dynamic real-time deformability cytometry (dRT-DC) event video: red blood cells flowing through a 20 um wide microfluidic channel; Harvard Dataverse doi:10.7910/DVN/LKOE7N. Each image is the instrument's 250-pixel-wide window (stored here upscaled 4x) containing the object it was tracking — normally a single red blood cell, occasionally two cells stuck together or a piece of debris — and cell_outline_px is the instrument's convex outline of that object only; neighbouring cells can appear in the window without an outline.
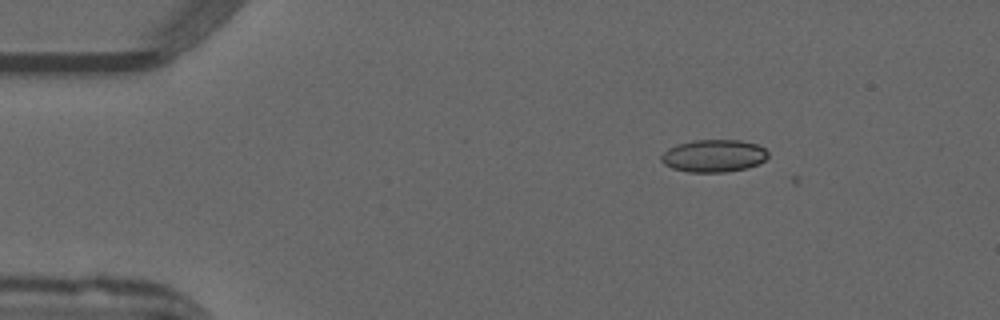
{"species": "common noctule bat (a hibernating species)", "species_latin": "Nyctalus noctula", "temperature_condition": "warm", "stored_images_in_passage": 8, "camera_frame_rate_fps": 3000, "um_per_image_px": 0.085, "animal": {"sex": "male", "forearm_length_mm": 52.5}, "frame": {"image": 1, "passage_image": 1, "time_ms": 0.0, "image_size_px": [1000, 320], "cell_outline_px": [[768, 156], [764, 160], [748, 168], [724, 172], [688, 172], [672, 168], [664, 164], [660, 160], [660, 156], [668, 148], [676, 144], [692, 140], [740, 140], [756, 144], [764, 148], [768, 152]], "centroid_in_image_um": [60.64, 13.24], "position_along_channel_um": 24.4, "area_um2": 20.29}}